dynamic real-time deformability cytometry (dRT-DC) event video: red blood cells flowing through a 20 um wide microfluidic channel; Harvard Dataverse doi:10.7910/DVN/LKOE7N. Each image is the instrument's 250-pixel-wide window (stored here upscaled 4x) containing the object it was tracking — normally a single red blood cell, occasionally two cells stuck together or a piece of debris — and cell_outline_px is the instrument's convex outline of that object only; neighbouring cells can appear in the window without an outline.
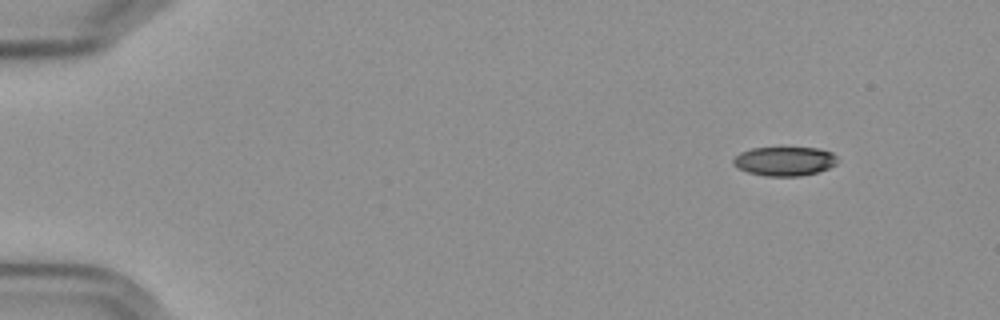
{"species": "Egyptian fruit bat (a non-hibernating species)", "species_latin": "Rousettus aegyptiacus", "temperature_condition": "cold", "stored_images_in_passage": 8, "camera_frame_rate_fps": 3000, "um_per_image_px": 0.085, "frame": {"image": 1, "passage_image": 1, "time_ms": 0.0, "image_size_px": [1000, 320], "cell_outline_px": [[836, 164], [828, 168], [816, 172], [800, 176], [764, 176], [748, 172], [732, 164], [732, 160], [740, 152], [752, 148], [820, 148], [832, 152], [836, 156]], "centroid_in_image_um": [66.68, 13.7], "position_along_channel_um": 18.3, "area_um2": 17.57}}
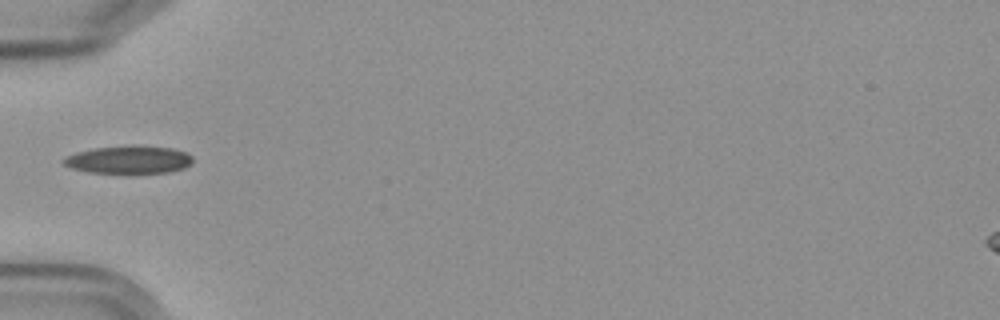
{"frame": {"image": 2, "passage_image": 5, "time_ms": 4.667, "image_size_px": [1000, 320], "cell_outline_px": [[192, 164], [184, 168], [168, 172], [132, 176], [124, 176], [88, 172], [72, 168], [64, 164], [60, 160], [76, 152], [96, 148], [172, 148], [184, 152], [192, 156]], "centroid_in_image_um": [10.93, 13.68], "position_along_channel_um": 74.1, "area_um2": 20.98}}
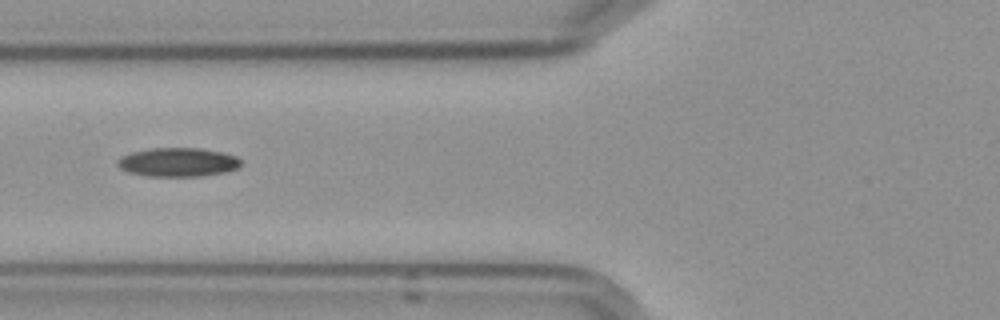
{"frame": {"image": 3, "passage_image": 6, "time_ms": 5.667, "image_size_px": [1000, 320], "cell_outline_px": [[240, 168], [224, 172], [200, 176], [148, 176], [128, 172], [120, 168], [116, 164], [116, 160], [120, 156], [132, 152], [148, 148], [200, 148], [224, 152], [236, 156], [240, 160]], "centroid_in_image_um": [15.1, 13.78], "position_along_channel_um": 110.7, "area_um2": 20.92}}